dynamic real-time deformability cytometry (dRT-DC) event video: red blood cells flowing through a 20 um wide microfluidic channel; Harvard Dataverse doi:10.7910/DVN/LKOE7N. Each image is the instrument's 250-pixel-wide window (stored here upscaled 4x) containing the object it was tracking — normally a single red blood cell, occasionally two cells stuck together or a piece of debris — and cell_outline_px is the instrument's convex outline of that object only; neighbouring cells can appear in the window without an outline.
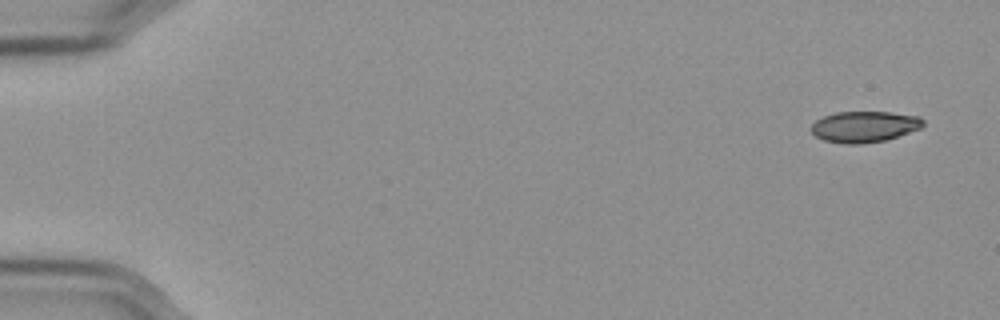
{"species": "Egyptian fruit bat (a non-hibernating species)", "species_latin": "Rousettus aegyptiacus", "temperature_condition": "cold", "stored_images_in_passage": 55, "camera_frame_rate_fps": 3000, "um_per_image_px": 0.085, "frame": {"image": 1, "passage_image": 1, "time_ms": 0.0, "image_size_px": [1000, 320], "cell_outline_px": [[924, 124], [920, 128], [884, 140], [860, 144], [844, 144], [824, 140], [816, 136], [812, 132], [812, 124], [816, 120], [824, 116], [836, 112], [888, 112], [920, 116], [924, 120]], "centroid_in_image_um": [73.46, 10.76], "position_along_channel_um": 11.5, "area_um2": 20.06}}
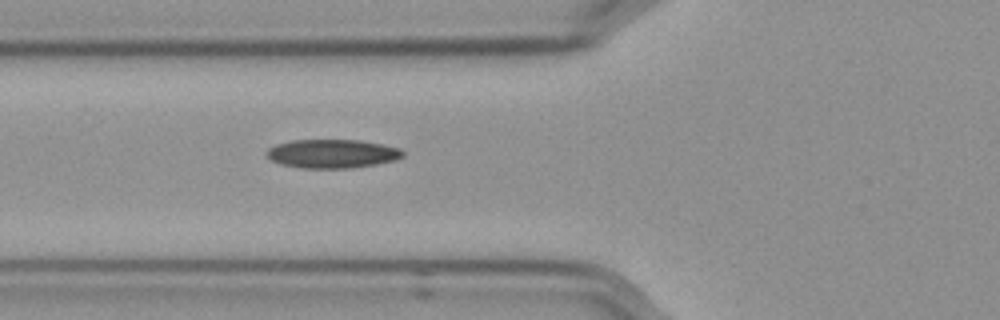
{"frame": {"image": 2, "passage_image": 20, "time_ms": 6.333, "image_size_px": [1000, 320], "cell_outline_px": [[404, 156], [396, 160], [376, 164], [352, 168], [300, 168], [280, 164], [272, 160], [268, 156], [268, 148], [276, 144], [292, 140], [360, 140], [400, 148], [404, 152]], "centroid_in_image_um": [28.26, 13.07], "position_along_channel_um": 97.5, "area_um2": 22.77}}
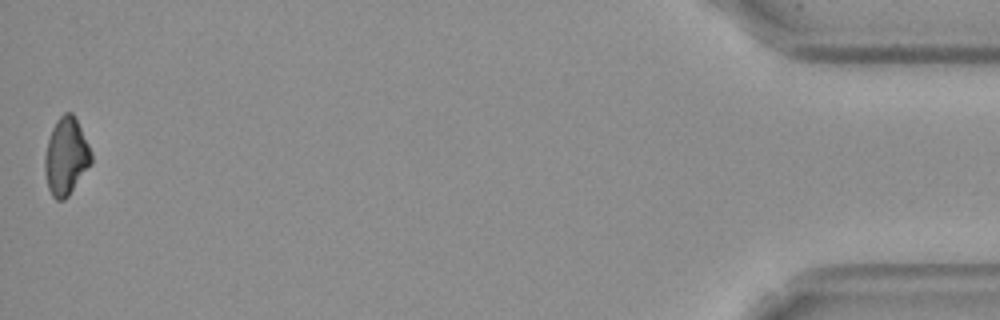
{"frame": {"image": 3, "passage_image": 55, "time_ms": 18.0, "image_size_px": [1000, 320], "cell_outline_px": [[92, 164], [68, 196], [64, 200], [56, 200], [52, 196], [48, 188], [44, 172], [44, 156], [48, 140], [52, 128], [56, 120], [64, 112], [72, 112], [92, 152]], "centroid_in_image_um": [5.61, 13.32], "position_along_channel_um": 429.6, "area_um2": 20.98}}